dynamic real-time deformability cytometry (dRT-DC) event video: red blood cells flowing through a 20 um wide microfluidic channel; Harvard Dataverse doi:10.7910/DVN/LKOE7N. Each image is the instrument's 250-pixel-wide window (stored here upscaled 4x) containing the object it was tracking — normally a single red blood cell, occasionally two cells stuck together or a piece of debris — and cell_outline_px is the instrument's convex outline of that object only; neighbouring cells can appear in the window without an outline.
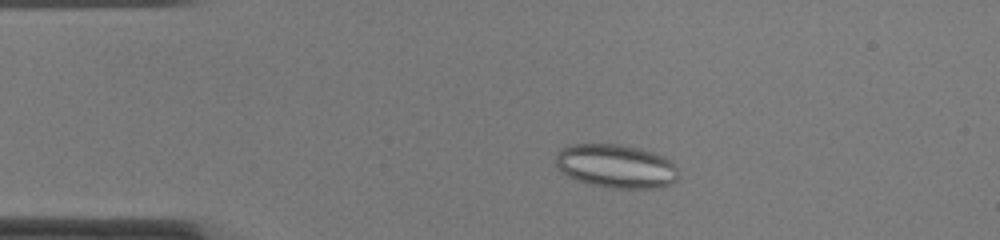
{"species": "common noctule bat (a hibernating species)", "species_latin": "Nyctalus noctula", "temperature_condition": "cold", "stored_images_in_passage": 50, "camera_frame_rate_fps": 3000, "um_per_image_px": 0.085, "animal": {"sex": "female", "body_mass_g": 22.0, "forearm_length_mm": 56.7}, "frame": {"image": 1, "passage_image": 10, "time_ms": 3.0, "image_size_px": [1000, 240], "cell_outline_px": [[676, 180], [668, 184], [656, 188], [612, 188], [592, 184], [576, 180], [568, 176], [556, 164], [556, 156], [560, 148], [572, 144], [620, 144], [652, 152], [664, 156], [676, 168]], "centroid_in_image_um": [52.33, 14.11], "position_along_channel_um": 32.7, "area_um2": 30.75}}
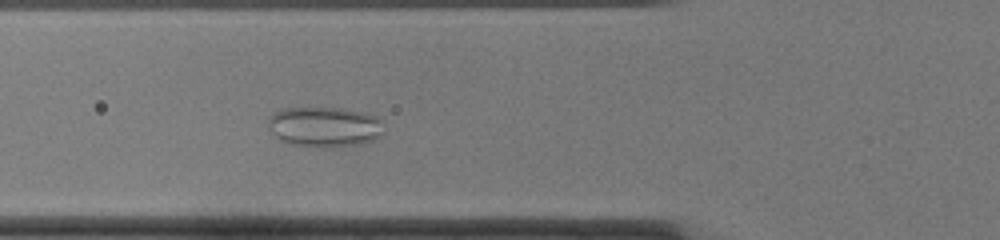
{"frame": {"image": 2, "passage_image": 18, "time_ms": 5.667, "image_size_px": [1000, 240], "cell_outline_px": [[384, 132], [376, 140], [364, 144], [332, 148], [316, 148], [288, 144], [280, 140], [272, 132], [268, 120], [272, 112], [284, 108], [340, 108], [364, 112], [376, 116], [380, 120]], "centroid_in_image_um": [27.61, 10.81], "position_along_channel_um": 98.2, "area_um2": 27.69}}
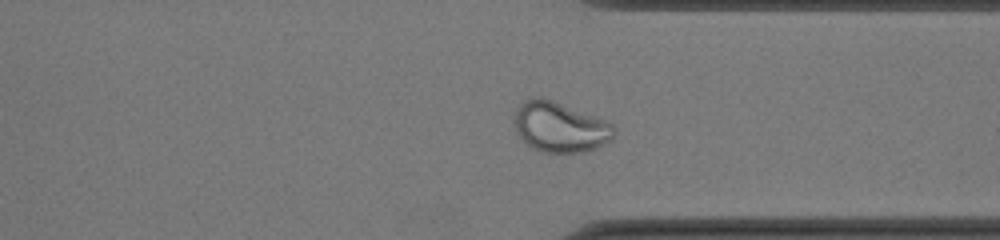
{"frame": {"image": 3, "passage_image": 38, "time_ms": 12.333, "image_size_px": [1000, 240], "cell_outline_px": [[616, 136], [612, 140], [596, 148], [580, 152], [544, 152], [532, 148], [516, 132], [512, 120], [512, 112], [528, 96], [544, 96], [604, 120], [612, 124], [616, 128]], "centroid_in_image_um": [47.55, 10.76], "position_along_channel_um": 363.8, "area_um2": 29.71}}